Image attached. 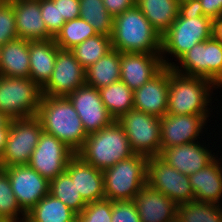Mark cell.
<instances>
[{
    "mask_svg": "<svg viewBox=\"0 0 222 222\" xmlns=\"http://www.w3.org/2000/svg\"><path fill=\"white\" fill-rule=\"evenodd\" d=\"M213 20L192 6H182L176 20L161 36V58L164 67H171L170 55L178 60L185 52L213 36ZM165 55V56H164ZM167 58V59H166Z\"/></svg>",
    "mask_w": 222,
    "mask_h": 222,
    "instance_id": "6da1fadb",
    "label": "cell"
},
{
    "mask_svg": "<svg viewBox=\"0 0 222 222\" xmlns=\"http://www.w3.org/2000/svg\"><path fill=\"white\" fill-rule=\"evenodd\" d=\"M37 117L43 132L55 136L75 153L83 147L88 135L68 97L43 95Z\"/></svg>",
    "mask_w": 222,
    "mask_h": 222,
    "instance_id": "7a4b0ae2",
    "label": "cell"
},
{
    "mask_svg": "<svg viewBox=\"0 0 222 222\" xmlns=\"http://www.w3.org/2000/svg\"><path fill=\"white\" fill-rule=\"evenodd\" d=\"M111 44L121 53L161 54V35L137 6L114 17Z\"/></svg>",
    "mask_w": 222,
    "mask_h": 222,
    "instance_id": "3957f363",
    "label": "cell"
},
{
    "mask_svg": "<svg viewBox=\"0 0 222 222\" xmlns=\"http://www.w3.org/2000/svg\"><path fill=\"white\" fill-rule=\"evenodd\" d=\"M215 88L218 87L210 80L179 74L169 67L167 114H211L208 106Z\"/></svg>",
    "mask_w": 222,
    "mask_h": 222,
    "instance_id": "277c9868",
    "label": "cell"
},
{
    "mask_svg": "<svg viewBox=\"0 0 222 222\" xmlns=\"http://www.w3.org/2000/svg\"><path fill=\"white\" fill-rule=\"evenodd\" d=\"M76 154L102 171L134 155L123 127L116 120L100 131L89 134Z\"/></svg>",
    "mask_w": 222,
    "mask_h": 222,
    "instance_id": "5b68a950",
    "label": "cell"
},
{
    "mask_svg": "<svg viewBox=\"0 0 222 222\" xmlns=\"http://www.w3.org/2000/svg\"><path fill=\"white\" fill-rule=\"evenodd\" d=\"M147 160L134 154L103 170L105 198L111 201H131L147 184Z\"/></svg>",
    "mask_w": 222,
    "mask_h": 222,
    "instance_id": "8992f818",
    "label": "cell"
},
{
    "mask_svg": "<svg viewBox=\"0 0 222 222\" xmlns=\"http://www.w3.org/2000/svg\"><path fill=\"white\" fill-rule=\"evenodd\" d=\"M42 96L32 79L0 75V112L10 120L37 116Z\"/></svg>",
    "mask_w": 222,
    "mask_h": 222,
    "instance_id": "52a82bcc",
    "label": "cell"
},
{
    "mask_svg": "<svg viewBox=\"0 0 222 222\" xmlns=\"http://www.w3.org/2000/svg\"><path fill=\"white\" fill-rule=\"evenodd\" d=\"M172 62V70L187 76L202 77L222 87V43L214 36L194 45L179 59ZM177 65V66H176Z\"/></svg>",
    "mask_w": 222,
    "mask_h": 222,
    "instance_id": "ba28073f",
    "label": "cell"
},
{
    "mask_svg": "<svg viewBox=\"0 0 222 222\" xmlns=\"http://www.w3.org/2000/svg\"><path fill=\"white\" fill-rule=\"evenodd\" d=\"M117 122L123 127L134 154L147 158L161 153L160 118L132 109Z\"/></svg>",
    "mask_w": 222,
    "mask_h": 222,
    "instance_id": "9c48e42d",
    "label": "cell"
},
{
    "mask_svg": "<svg viewBox=\"0 0 222 222\" xmlns=\"http://www.w3.org/2000/svg\"><path fill=\"white\" fill-rule=\"evenodd\" d=\"M43 132L37 116L11 120L0 168L27 165Z\"/></svg>",
    "mask_w": 222,
    "mask_h": 222,
    "instance_id": "30bf717a",
    "label": "cell"
},
{
    "mask_svg": "<svg viewBox=\"0 0 222 222\" xmlns=\"http://www.w3.org/2000/svg\"><path fill=\"white\" fill-rule=\"evenodd\" d=\"M147 185L169 197L177 205L195 200L187 175L171 167L159 155L147 160Z\"/></svg>",
    "mask_w": 222,
    "mask_h": 222,
    "instance_id": "8fae6325",
    "label": "cell"
},
{
    "mask_svg": "<svg viewBox=\"0 0 222 222\" xmlns=\"http://www.w3.org/2000/svg\"><path fill=\"white\" fill-rule=\"evenodd\" d=\"M76 153L53 135L42 132L27 164L48 181L66 171Z\"/></svg>",
    "mask_w": 222,
    "mask_h": 222,
    "instance_id": "7c38bea8",
    "label": "cell"
},
{
    "mask_svg": "<svg viewBox=\"0 0 222 222\" xmlns=\"http://www.w3.org/2000/svg\"><path fill=\"white\" fill-rule=\"evenodd\" d=\"M85 68L70 50L59 49L54 70L42 87V94L51 97H67L85 84Z\"/></svg>",
    "mask_w": 222,
    "mask_h": 222,
    "instance_id": "4fadbf2b",
    "label": "cell"
},
{
    "mask_svg": "<svg viewBox=\"0 0 222 222\" xmlns=\"http://www.w3.org/2000/svg\"><path fill=\"white\" fill-rule=\"evenodd\" d=\"M3 169L10 181L20 208L27 213L49 193L50 181L28 165H13Z\"/></svg>",
    "mask_w": 222,
    "mask_h": 222,
    "instance_id": "5bb4252c",
    "label": "cell"
},
{
    "mask_svg": "<svg viewBox=\"0 0 222 222\" xmlns=\"http://www.w3.org/2000/svg\"><path fill=\"white\" fill-rule=\"evenodd\" d=\"M67 97L78 113L87 135L96 133L115 121L103 104L98 89L84 84Z\"/></svg>",
    "mask_w": 222,
    "mask_h": 222,
    "instance_id": "9a60e30c",
    "label": "cell"
},
{
    "mask_svg": "<svg viewBox=\"0 0 222 222\" xmlns=\"http://www.w3.org/2000/svg\"><path fill=\"white\" fill-rule=\"evenodd\" d=\"M211 114L173 115L160 118L161 151L175 145L197 142L201 139L207 118ZM201 136V137H199ZM197 140V141H196Z\"/></svg>",
    "mask_w": 222,
    "mask_h": 222,
    "instance_id": "2e32d148",
    "label": "cell"
},
{
    "mask_svg": "<svg viewBox=\"0 0 222 222\" xmlns=\"http://www.w3.org/2000/svg\"><path fill=\"white\" fill-rule=\"evenodd\" d=\"M120 80L132 91L150 81L163 68L161 54L121 53Z\"/></svg>",
    "mask_w": 222,
    "mask_h": 222,
    "instance_id": "e0dca14e",
    "label": "cell"
},
{
    "mask_svg": "<svg viewBox=\"0 0 222 222\" xmlns=\"http://www.w3.org/2000/svg\"><path fill=\"white\" fill-rule=\"evenodd\" d=\"M169 67H164L150 81L133 91L134 109L163 117L167 114Z\"/></svg>",
    "mask_w": 222,
    "mask_h": 222,
    "instance_id": "ac0fdd59",
    "label": "cell"
},
{
    "mask_svg": "<svg viewBox=\"0 0 222 222\" xmlns=\"http://www.w3.org/2000/svg\"><path fill=\"white\" fill-rule=\"evenodd\" d=\"M203 144L197 141L175 145L163 149L159 156L180 173L190 176L210 164L217 156L206 147V142Z\"/></svg>",
    "mask_w": 222,
    "mask_h": 222,
    "instance_id": "d6986e66",
    "label": "cell"
},
{
    "mask_svg": "<svg viewBox=\"0 0 222 222\" xmlns=\"http://www.w3.org/2000/svg\"><path fill=\"white\" fill-rule=\"evenodd\" d=\"M15 14L18 38L40 41L54 38L42 19L40 0H10Z\"/></svg>",
    "mask_w": 222,
    "mask_h": 222,
    "instance_id": "ffe728a7",
    "label": "cell"
},
{
    "mask_svg": "<svg viewBox=\"0 0 222 222\" xmlns=\"http://www.w3.org/2000/svg\"><path fill=\"white\" fill-rule=\"evenodd\" d=\"M77 191L86 203L105 199L103 171L85 162L75 154L66 166Z\"/></svg>",
    "mask_w": 222,
    "mask_h": 222,
    "instance_id": "44dd1931",
    "label": "cell"
},
{
    "mask_svg": "<svg viewBox=\"0 0 222 222\" xmlns=\"http://www.w3.org/2000/svg\"><path fill=\"white\" fill-rule=\"evenodd\" d=\"M141 222L177 221V204L147 184L133 199Z\"/></svg>",
    "mask_w": 222,
    "mask_h": 222,
    "instance_id": "7402d4cb",
    "label": "cell"
},
{
    "mask_svg": "<svg viewBox=\"0 0 222 222\" xmlns=\"http://www.w3.org/2000/svg\"><path fill=\"white\" fill-rule=\"evenodd\" d=\"M222 158H216L207 166L188 176L195 200L221 205Z\"/></svg>",
    "mask_w": 222,
    "mask_h": 222,
    "instance_id": "603a6c76",
    "label": "cell"
},
{
    "mask_svg": "<svg viewBox=\"0 0 222 222\" xmlns=\"http://www.w3.org/2000/svg\"><path fill=\"white\" fill-rule=\"evenodd\" d=\"M59 49L54 38L49 40L29 41V78L41 88L48 82L52 75Z\"/></svg>",
    "mask_w": 222,
    "mask_h": 222,
    "instance_id": "cb8c5ba5",
    "label": "cell"
},
{
    "mask_svg": "<svg viewBox=\"0 0 222 222\" xmlns=\"http://www.w3.org/2000/svg\"><path fill=\"white\" fill-rule=\"evenodd\" d=\"M136 6L162 36L176 20L183 5L179 0H136Z\"/></svg>",
    "mask_w": 222,
    "mask_h": 222,
    "instance_id": "d4e9b609",
    "label": "cell"
},
{
    "mask_svg": "<svg viewBox=\"0 0 222 222\" xmlns=\"http://www.w3.org/2000/svg\"><path fill=\"white\" fill-rule=\"evenodd\" d=\"M29 73V41L17 38L4 44L0 75L29 78Z\"/></svg>",
    "mask_w": 222,
    "mask_h": 222,
    "instance_id": "484cf974",
    "label": "cell"
},
{
    "mask_svg": "<svg viewBox=\"0 0 222 222\" xmlns=\"http://www.w3.org/2000/svg\"><path fill=\"white\" fill-rule=\"evenodd\" d=\"M120 69V52L112 49L85 69V84L99 90L119 81Z\"/></svg>",
    "mask_w": 222,
    "mask_h": 222,
    "instance_id": "4316f807",
    "label": "cell"
},
{
    "mask_svg": "<svg viewBox=\"0 0 222 222\" xmlns=\"http://www.w3.org/2000/svg\"><path fill=\"white\" fill-rule=\"evenodd\" d=\"M76 213L50 193L27 213L25 222H72Z\"/></svg>",
    "mask_w": 222,
    "mask_h": 222,
    "instance_id": "83f0119b",
    "label": "cell"
},
{
    "mask_svg": "<svg viewBox=\"0 0 222 222\" xmlns=\"http://www.w3.org/2000/svg\"><path fill=\"white\" fill-rule=\"evenodd\" d=\"M99 92L103 104L116 121L134 109L133 91L121 80L100 88Z\"/></svg>",
    "mask_w": 222,
    "mask_h": 222,
    "instance_id": "f1b7e54d",
    "label": "cell"
},
{
    "mask_svg": "<svg viewBox=\"0 0 222 222\" xmlns=\"http://www.w3.org/2000/svg\"><path fill=\"white\" fill-rule=\"evenodd\" d=\"M178 222H222V206L203 201H189L177 206Z\"/></svg>",
    "mask_w": 222,
    "mask_h": 222,
    "instance_id": "f546056e",
    "label": "cell"
},
{
    "mask_svg": "<svg viewBox=\"0 0 222 222\" xmlns=\"http://www.w3.org/2000/svg\"><path fill=\"white\" fill-rule=\"evenodd\" d=\"M80 18L87 21L97 34L111 37L114 17L105 9L103 0H79Z\"/></svg>",
    "mask_w": 222,
    "mask_h": 222,
    "instance_id": "4dcf8cb0",
    "label": "cell"
},
{
    "mask_svg": "<svg viewBox=\"0 0 222 222\" xmlns=\"http://www.w3.org/2000/svg\"><path fill=\"white\" fill-rule=\"evenodd\" d=\"M112 50L111 37L96 34L70 49L78 62L86 69Z\"/></svg>",
    "mask_w": 222,
    "mask_h": 222,
    "instance_id": "1f68e13d",
    "label": "cell"
},
{
    "mask_svg": "<svg viewBox=\"0 0 222 222\" xmlns=\"http://www.w3.org/2000/svg\"><path fill=\"white\" fill-rule=\"evenodd\" d=\"M49 193L61 200L76 214L81 213L87 205L77 191L75 182L66 171L50 181Z\"/></svg>",
    "mask_w": 222,
    "mask_h": 222,
    "instance_id": "d6a6232c",
    "label": "cell"
},
{
    "mask_svg": "<svg viewBox=\"0 0 222 222\" xmlns=\"http://www.w3.org/2000/svg\"><path fill=\"white\" fill-rule=\"evenodd\" d=\"M96 34L94 28L87 21L79 17L66 21L54 37V41L60 49L70 50Z\"/></svg>",
    "mask_w": 222,
    "mask_h": 222,
    "instance_id": "836d02e7",
    "label": "cell"
},
{
    "mask_svg": "<svg viewBox=\"0 0 222 222\" xmlns=\"http://www.w3.org/2000/svg\"><path fill=\"white\" fill-rule=\"evenodd\" d=\"M25 218L26 213L16 201L9 177L0 168V222H25Z\"/></svg>",
    "mask_w": 222,
    "mask_h": 222,
    "instance_id": "e575fe53",
    "label": "cell"
},
{
    "mask_svg": "<svg viewBox=\"0 0 222 222\" xmlns=\"http://www.w3.org/2000/svg\"><path fill=\"white\" fill-rule=\"evenodd\" d=\"M113 201L102 199L87 203L83 211L76 215L78 222H111Z\"/></svg>",
    "mask_w": 222,
    "mask_h": 222,
    "instance_id": "d590c367",
    "label": "cell"
},
{
    "mask_svg": "<svg viewBox=\"0 0 222 222\" xmlns=\"http://www.w3.org/2000/svg\"><path fill=\"white\" fill-rule=\"evenodd\" d=\"M18 38L15 24V14L10 0H0V44Z\"/></svg>",
    "mask_w": 222,
    "mask_h": 222,
    "instance_id": "8d00e7d4",
    "label": "cell"
},
{
    "mask_svg": "<svg viewBox=\"0 0 222 222\" xmlns=\"http://www.w3.org/2000/svg\"><path fill=\"white\" fill-rule=\"evenodd\" d=\"M40 8L48 32L55 37L66 21L60 19L58 6H55L53 0H40Z\"/></svg>",
    "mask_w": 222,
    "mask_h": 222,
    "instance_id": "74e56055",
    "label": "cell"
},
{
    "mask_svg": "<svg viewBox=\"0 0 222 222\" xmlns=\"http://www.w3.org/2000/svg\"><path fill=\"white\" fill-rule=\"evenodd\" d=\"M111 222H141L135 202L114 201Z\"/></svg>",
    "mask_w": 222,
    "mask_h": 222,
    "instance_id": "f35d334b",
    "label": "cell"
},
{
    "mask_svg": "<svg viewBox=\"0 0 222 222\" xmlns=\"http://www.w3.org/2000/svg\"><path fill=\"white\" fill-rule=\"evenodd\" d=\"M190 6L213 21L222 17V0H195Z\"/></svg>",
    "mask_w": 222,
    "mask_h": 222,
    "instance_id": "ab89813d",
    "label": "cell"
},
{
    "mask_svg": "<svg viewBox=\"0 0 222 222\" xmlns=\"http://www.w3.org/2000/svg\"><path fill=\"white\" fill-rule=\"evenodd\" d=\"M55 6H58L60 19L69 21L80 17L79 0H53Z\"/></svg>",
    "mask_w": 222,
    "mask_h": 222,
    "instance_id": "60d3db41",
    "label": "cell"
},
{
    "mask_svg": "<svg viewBox=\"0 0 222 222\" xmlns=\"http://www.w3.org/2000/svg\"><path fill=\"white\" fill-rule=\"evenodd\" d=\"M105 9L108 13L116 17L119 14L124 13L126 10H129L136 6V0H103Z\"/></svg>",
    "mask_w": 222,
    "mask_h": 222,
    "instance_id": "b9f144b4",
    "label": "cell"
},
{
    "mask_svg": "<svg viewBox=\"0 0 222 222\" xmlns=\"http://www.w3.org/2000/svg\"><path fill=\"white\" fill-rule=\"evenodd\" d=\"M213 36L222 43V17L213 22Z\"/></svg>",
    "mask_w": 222,
    "mask_h": 222,
    "instance_id": "7bdbcfd3",
    "label": "cell"
},
{
    "mask_svg": "<svg viewBox=\"0 0 222 222\" xmlns=\"http://www.w3.org/2000/svg\"><path fill=\"white\" fill-rule=\"evenodd\" d=\"M10 127H0V158L4 152Z\"/></svg>",
    "mask_w": 222,
    "mask_h": 222,
    "instance_id": "ee69618b",
    "label": "cell"
},
{
    "mask_svg": "<svg viewBox=\"0 0 222 222\" xmlns=\"http://www.w3.org/2000/svg\"><path fill=\"white\" fill-rule=\"evenodd\" d=\"M11 120L0 112V127H10Z\"/></svg>",
    "mask_w": 222,
    "mask_h": 222,
    "instance_id": "f6af8a7d",
    "label": "cell"
},
{
    "mask_svg": "<svg viewBox=\"0 0 222 222\" xmlns=\"http://www.w3.org/2000/svg\"><path fill=\"white\" fill-rule=\"evenodd\" d=\"M183 6H190L195 0H179Z\"/></svg>",
    "mask_w": 222,
    "mask_h": 222,
    "instance_id": "bcb514c9",
    "label": "cell"
},
{
    "mask_svg": "<svg viewBox=\"0 0 222 222\" xmlns=\"http://www.w3.org/2000/svg\"><path fill=\"white\" fill-rule=\"evenodd\" d=\"M2 49H3V45L0 44V65L2 63Z\"/></svg>",
    "mask_w": 222,
    "mask_h": 222,
    "instance_id": "7dc6e473",
    "label": "cell"
},
{
    "mask_svg": "<svg viewBox=\"0 0 222 222\" xmlns=\"http://www.w3.org/2000/svg\"><path fill=\"white\" fill-rule=\"evenodd\" d=\"M72 222H78L77 218H75Z\"/></svg>",
    "mask_w": 222,
    "mask_h": 222,
    "instance_id": "c3c4849f",
    "label": "cell"
}]
</instances>
